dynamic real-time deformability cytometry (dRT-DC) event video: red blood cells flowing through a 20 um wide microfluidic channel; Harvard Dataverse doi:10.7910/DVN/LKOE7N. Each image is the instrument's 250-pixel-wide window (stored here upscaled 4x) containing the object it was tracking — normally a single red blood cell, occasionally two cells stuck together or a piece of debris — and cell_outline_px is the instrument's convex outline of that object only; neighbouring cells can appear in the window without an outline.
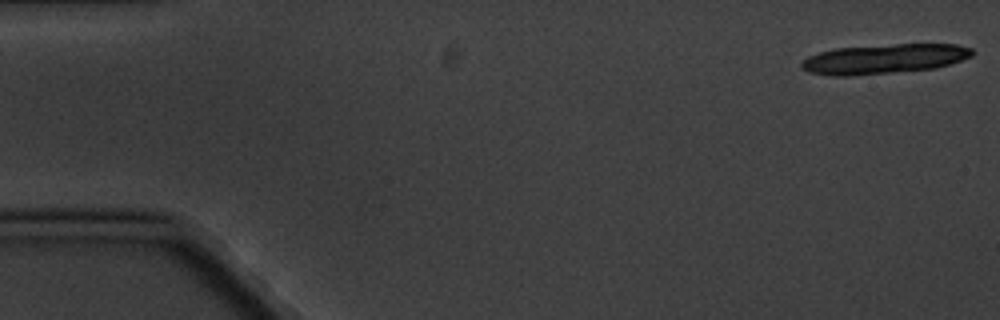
{"species": "common noctule bat (a hibernating species)", "species_latin": "Nyctalus noctula", "temperature_condition": "cold", "stored_images_in_passage": 8, "segment_of_instrument_passage": [1, 2], "camera_frame_rate_fps": 3000, "um_per_image_px": 0.085, "animal": {"sex": "male", "body_mass_g": 20.1, "forearm_length_mm": 53.5}, "frame": {"image": 1, "passage_image": 1, "time_ms": 0.0, "image_size_px": [1000, 320], "cell_outline_px": [[976, 52], [972, 56], [936, 68], [848, 76], [832, 76], [808, 72], [800, 68], [800, 64], [808, 56], [820, 52], [836, 48], [896, 44], [956, 44], [972, 48]], "centroid_in_image_um": [75.14, 5.0], "position_along_channel_um": 9.9, "area_um2": 29.42}}